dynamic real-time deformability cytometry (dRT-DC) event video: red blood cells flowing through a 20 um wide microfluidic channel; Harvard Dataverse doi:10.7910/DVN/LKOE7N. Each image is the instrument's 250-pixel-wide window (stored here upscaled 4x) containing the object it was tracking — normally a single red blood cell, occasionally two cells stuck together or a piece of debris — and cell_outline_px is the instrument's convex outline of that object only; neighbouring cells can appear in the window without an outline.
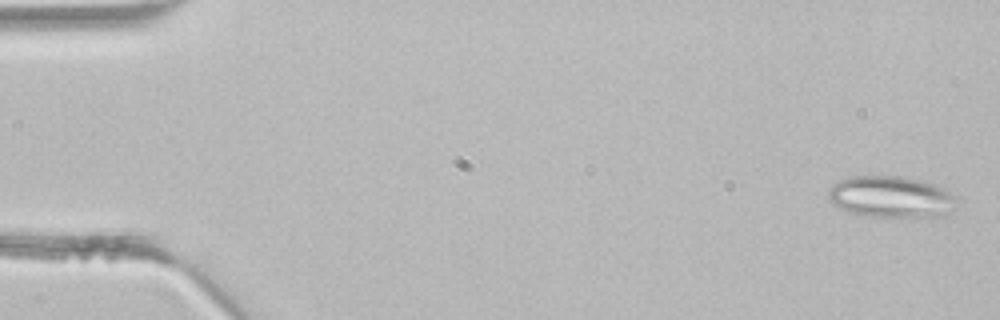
{"species": "common noctule bat (a hibernating species)", "species_latin": "Nyctalus noctula", "temperature_condition": "room temperature", "stored_images_in_passage": 44, "segment_of_instrument_passage": [1, 3], "camera_frame_rate_fps": 3000, "um_per_image_px": 0.085, "animal": {"sex": "male", "body_mass_g": 21.5, "forearm_length_mm": 52.0}, "frame": {"image": 1, "passage_image": 2, "time_ms": 0.333, "image_size_px": [1000, 320], "cell_outline_px": [[960, 196], [948, 216], [868, 216], [848, 212], [832, 204], [828, 200], [828, 192], [840, 180], [848, 176], [904, 176], [936, 184], [948, 188], [956, 192]], "centroid_in_image_um": [75.83, 16.72], "position_along_channel_um": 9.2, "area_um2": 31.56}}